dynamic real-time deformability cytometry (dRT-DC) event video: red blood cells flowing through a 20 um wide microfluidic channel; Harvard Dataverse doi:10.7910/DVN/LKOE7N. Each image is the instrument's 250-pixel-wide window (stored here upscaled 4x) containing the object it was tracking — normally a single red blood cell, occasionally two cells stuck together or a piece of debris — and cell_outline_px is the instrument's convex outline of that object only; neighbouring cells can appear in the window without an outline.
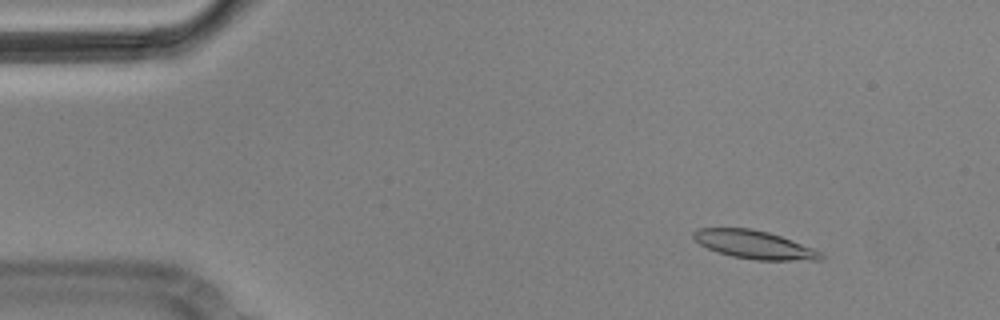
{"species": "Egyptian fruit bat (a non-hibernating species)", "species_latin": "Rousettus aegyptiacus", "temperature_condition": "cold", "stored_images_in_passage": 5, "camera_frame_rate_fps": 3000, "um_per_image_px": 0.085, "animal": {"sex": "male"}, "frame": {"image": 1, "passage_image": 2, "time_ms": 0.333, "image_size_px": [1000, 320], "cell_outline_px": [[824, 256], [820, 260], [756, 260], [732, 256], [716, 252], [700, 244], [692, 236], [692, 232], [700, 228], [752, 228], [768, 232], [780, 236], [812, 248], [820, 252]], "centroid_in_image_um": [64.08, 20.79], "position_along_channel_um": 20.9, "area_um2": 20.75}}